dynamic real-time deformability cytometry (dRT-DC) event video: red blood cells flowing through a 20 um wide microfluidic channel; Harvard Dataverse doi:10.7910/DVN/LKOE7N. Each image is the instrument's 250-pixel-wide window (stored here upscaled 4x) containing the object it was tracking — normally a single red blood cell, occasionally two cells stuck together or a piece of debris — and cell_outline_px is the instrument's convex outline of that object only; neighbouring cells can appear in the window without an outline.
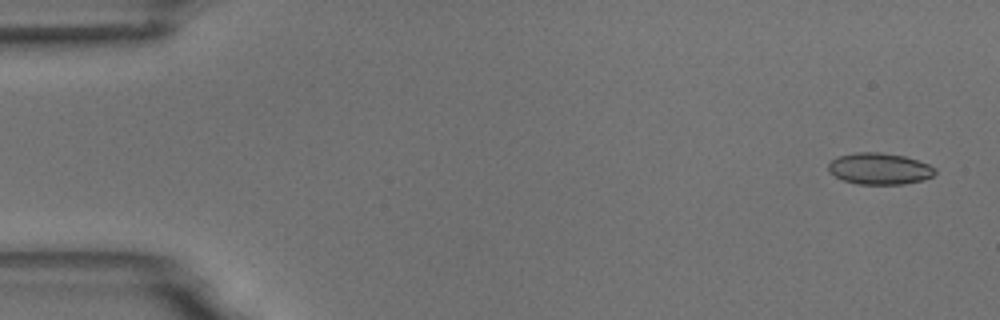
{"species": "common noctule bat (a hibernating species)", "species_latin": "Nyctalus noctula", "temperature_condition": "room temperature", "stored_images_in_passage": 5, "camera_frame_rate_fps": 3000, "um_per_image_px": 0.085, "animal": {"sex": "male", "body_mass_g": 18.8}, "frame": {"image": 1, "passage_image": 1, "time_ms": 0.0, "image_size_px": [1000, 320], "cell_outline_px": [[936, 172], [932, 176], [924, 180], [904, 184], [856, 184], [844, 180], [828, 172], [828, 164], [836, 156], [856, 152], [880, 152], [904, 156], [928, 164], [936, 168]], "centroid_in_image_um": [74.74, 14.34], "position_along_channel_um": 10.3, "area_um2": 19.65}}
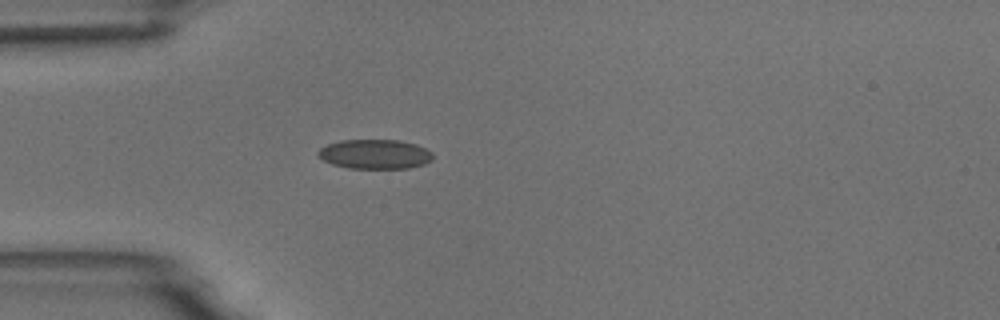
{"frame": {"image": 2, "passage_image": 5, "time_ms": 4.333, "image_size_px": [1000, 320], "cell_outline_px": [[432, 160], [424, 164], [408, 168], [348, 168], [332, 164], [324, 160], [316, 152], [320, 148], [328, 144], [340, 140], [400, 140], [416, 144], [432, 152]], "centroid_in_image_um": [31.87, 13.1], "position_along_channel_um": 53.1, "area_um2": 19.65}}